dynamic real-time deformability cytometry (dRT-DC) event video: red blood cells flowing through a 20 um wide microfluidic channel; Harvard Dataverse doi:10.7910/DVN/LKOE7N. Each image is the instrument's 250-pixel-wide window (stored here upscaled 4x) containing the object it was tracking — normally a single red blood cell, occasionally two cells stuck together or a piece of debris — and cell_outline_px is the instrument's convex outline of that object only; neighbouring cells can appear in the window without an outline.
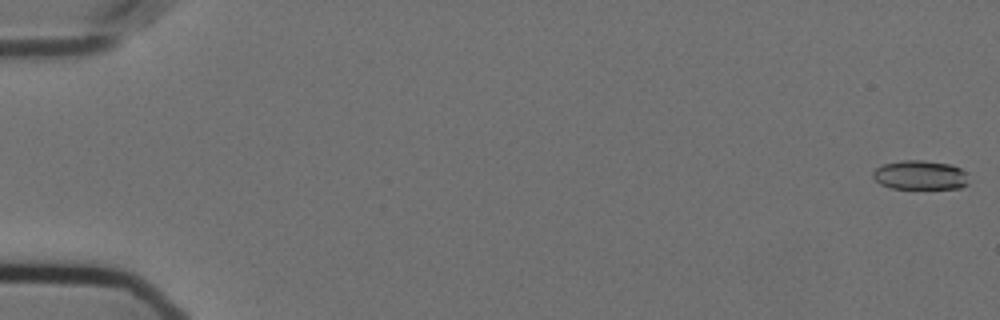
{"species": "Egyptian fruit bat (a non-hibernating species)", "species_latin": "Rousettus aegyptiacus", "temperature_condition": "cold", "stored_images_in_passage": 57, "camera_frame_rate_fps": 3000, "um_per_image_px": 0.085, "animal": {"sex": "female"}, "frame": {"image": 1, "passage_image": 1, "time_ms": 0.0, "image_size_px": [1000, 320], "cell_outline_px": [[968, 184], [960, 188], [892, 188], [880, 184], [872, 176], [872, 172], [876, 168], [884, 164], [900, 160], [924, 160], [952, 164], [968, 172]], "centroid_in_image_um": [78.24, 14.87], "position_along_channel_um": 6.8, "area_um2": 16.47}}
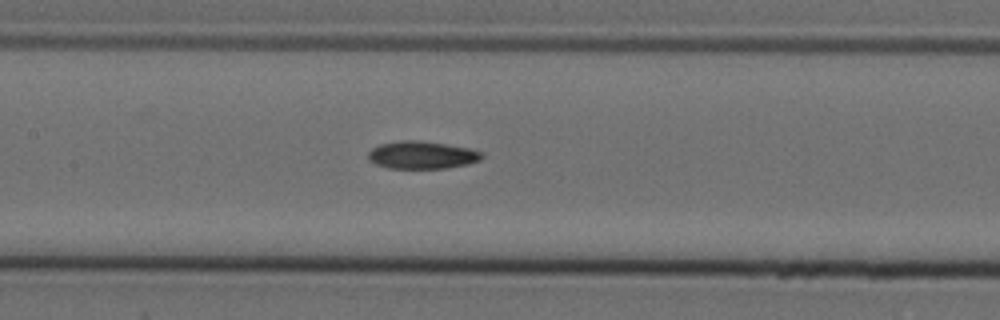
{"frame": {"image": 2, "passage_image": 28, "time_ms": 9.0, "image_size_px": [1000, 320], "cell_outline_px": [[484, 156], [480, 160], [468, 164], [448, 168], [388, 168], [376, 164], [368, 160], [368, 152], [372, 148], [380, 144], [400, 140], [416, 140], [444, 144], [468, 148], [484, 152]], "centroid_in_image_um": [35.87, 13.18], "position_along_channel_um": 171.5, "area_um2": 18.32}}
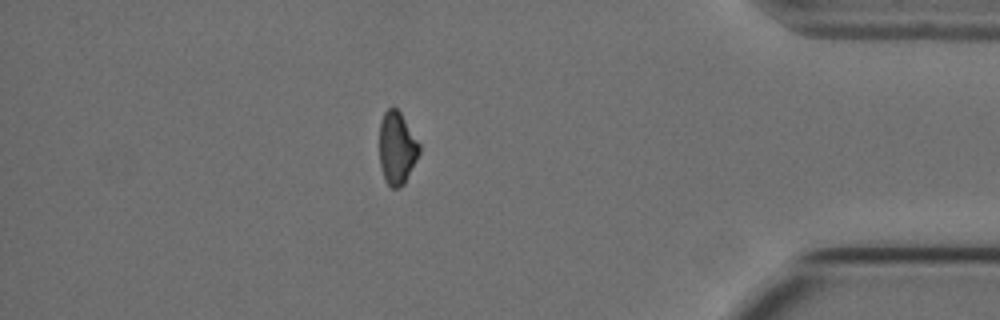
{"frame": {"image": 3, "passage_image": 50, "time_ms": 16.333, "image_size_px": [1000, 320], "cell_outline_px": [[420, 152], [404, 184], [400, 188], [392, 188], [384, 180], [380, 164], [380, 120], [384, 112], [388, 108], [396, 108], [400, 112], [420, 144]], "centroid_in_image_um": [33.73, 12.6], "position_along_channel_um": 401.5, "area_um2": 16.82}, "authors_computed_cell_mechanics": {"area_um2": 17.8602, "velocity_mm_per_s": 3.6138, "shape_relaxation_time_tau1_ms": null, "shape_relaxation_time_tau2_ms": 7.2626, "deformation_change_tau1": null, "deformation_change_tau2": 0.134}}